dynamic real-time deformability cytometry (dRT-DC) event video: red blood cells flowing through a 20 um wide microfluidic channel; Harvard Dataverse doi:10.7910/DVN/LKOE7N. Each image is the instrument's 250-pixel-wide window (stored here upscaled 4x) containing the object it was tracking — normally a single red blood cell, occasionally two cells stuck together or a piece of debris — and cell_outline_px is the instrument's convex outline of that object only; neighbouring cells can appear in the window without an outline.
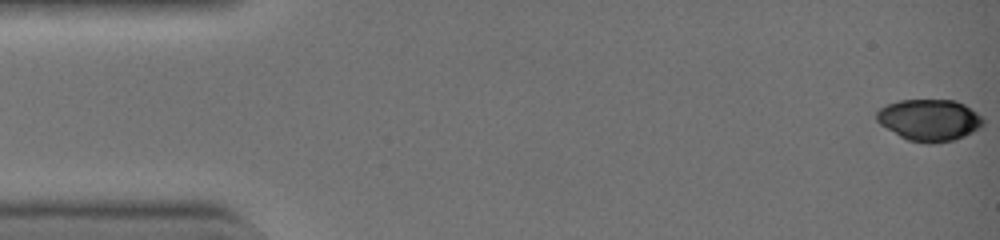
{"species": "common noctule bat (a hibernating species)", "species_latin": "Nyctalus noctula", "temperature_condition": "warm", "stored_images_in_passage": 43, "camera_frame_rate_fps": 3000, "um_per_image_px": 0.085, "animal": {"sex": "female", "body_mass_g": 19.0, "forearm_length_mm": 51.5}, "frame": {"image": 1, "passage_image": 1, "time_ms": 0.0, "image_size_px": [1000, 240], "cell_outline_px": [[984, 124], [972, 132], [964, 136], [952, 140], [908, 140], [900, 136], [880, 124], [876, 120], [876, 112], [880, 108], [888, 104], [900, 100], [956, 100], [964, 104], [976, 112], [984, 120]], "centroid_in_image_um": [78.99, 10.15], "position_along_channel_um": 6.0, "area_um2": 25.03}}
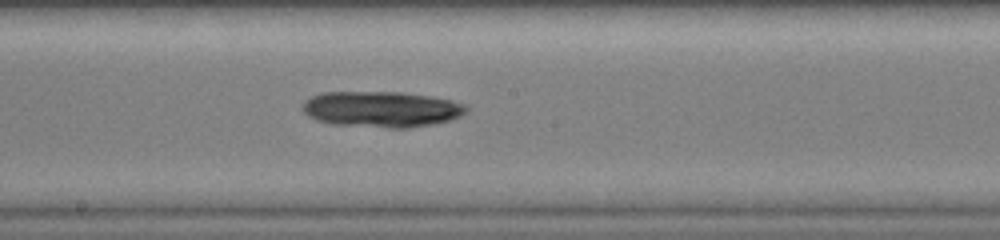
{"frame": {"image": 2, "passage_image": 24, "time_ms": 7.667, "image_size_px": [1000, 240], "cell_outline_px": [[468, 108], [460, 116], [436, 124], [408, 128], [388, 128], [332, 124], [316, 120], [308, 116], [304, 112], [304, 100], [312, 96], [324, 92], [400, 92], [432, 96], [452, 100], [464, 104]], "centroid_in_image_um": [32.43, 9.29], "position_along_channel_um": 215.8, "area_um2": 34.33}}
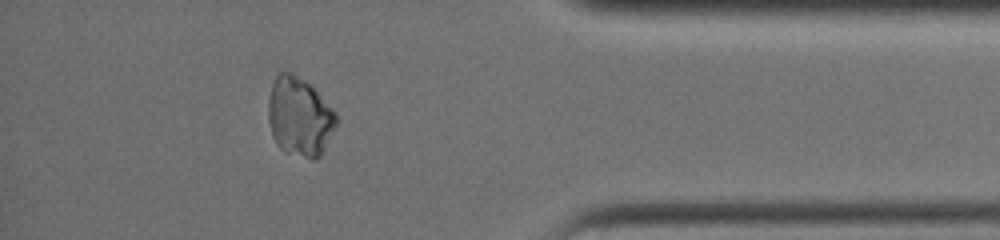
{"frame": {"image": 3, "passage_image": 38, "time_ms": 12.333, "image_size_px": [1000, 240], "cell_outline_px": [[336, 128], [320, 156], [316, 160], [312, 160], [284, 152], [276, 144], [272, 136], [268, 120], [268, 100], [272, 84], [276, 76], [280, 72], [292, 72], [308, 84], [336, 112]], "centroid_in_image_um": [25.44, 9.97], "position_along_channel_um": 409.8, "area_um2": 31.27}}